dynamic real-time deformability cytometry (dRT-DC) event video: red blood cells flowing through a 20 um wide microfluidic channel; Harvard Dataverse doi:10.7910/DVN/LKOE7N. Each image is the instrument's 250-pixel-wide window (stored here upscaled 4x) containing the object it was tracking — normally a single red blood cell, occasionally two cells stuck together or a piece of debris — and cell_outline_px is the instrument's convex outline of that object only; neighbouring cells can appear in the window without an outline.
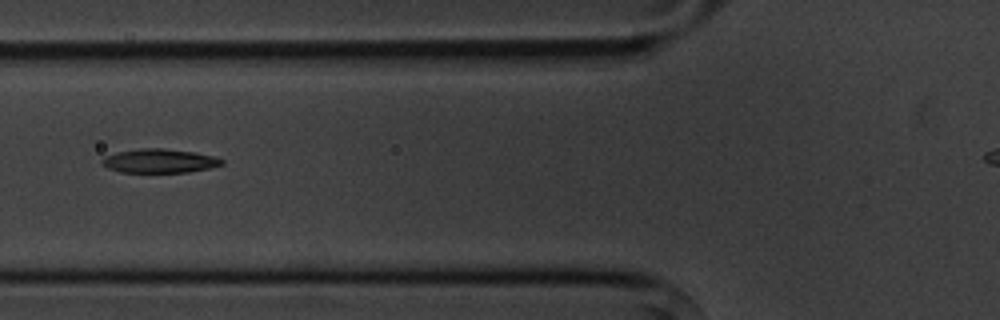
{"species": "common noctule bat (a hibernating species)", "species_latin": "Nyctalus noctula", "temperature_condition": "cold", "stored_images_in_passage": 4, "camera_frame_rate_fps": 3000, "um_per_image_px": 0.085, "animal": {"sex": "male", "body_mass_g": 20.1, "forearm_length_mm": 53.5}, "frame": {"image": 1, "passage_image": 2, "time_ms": 1.333, "image_size_px": [1000, 320], "cell_outline_px": [[224, 164], [208, 168], [188, 172], [120, 172], [108, 168], [100, 164], [100, 160], [104, 156], [116, 152], [140, 148], [164, 148], [192, 152], [212, 156], [224, 160]], "centroid_in_image_um": [13.49, 13.67], "position_along_channel_um": 112.3, "area_um2": 16.7}}
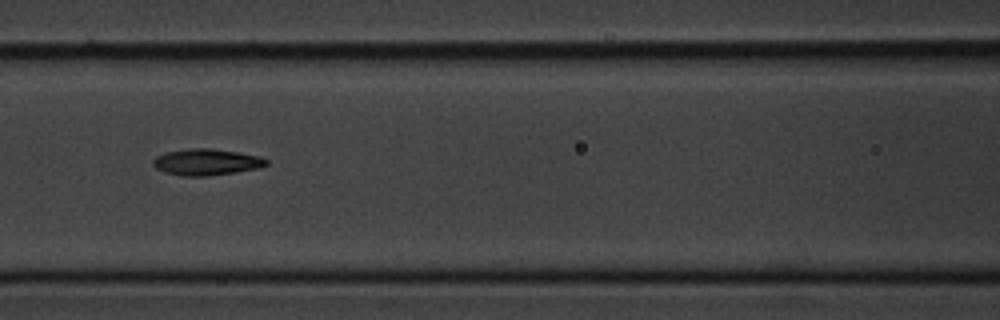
{"frame": {"image": 2, "passage_image": 3, "time_ms": 2.333, "image_size_px": [1000, 320], "cell_outline_px": [[268, 164], [260, 168], [236, 172], [208, 176], [184, 176], [164, 172], [156, 168], [152, 164], [152, 160], [156, 156], [168, 152], [188, 148], [208, 148], [240, 152], [260, 156], [268, 160]], "centroid_in_image_um": [17.57, 13.77], "position_along_channel_um": 149.0, "area_um2": 17.51}}
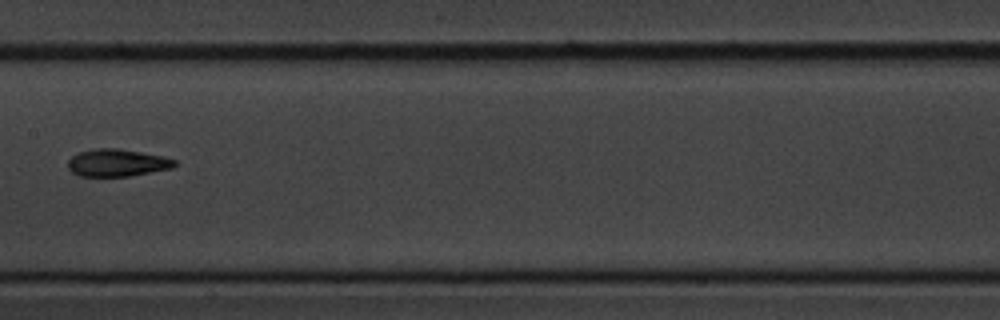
{"frame": {"image": 3, "passage_image": 4, "time_ms": 3.667, "image_size_px": [1000, 320], "cell_outline_px": [[176, 164], [172, 168], [128, 176], [80, 176], [72, 172], [68, 168], [68, 160], [76, 152], [96, 148], [116, 148], [140, 152], [160, 156], [176, 160]], "centroid_in_image_um": [9.9, 13.83], "position_along_channel_um": 197.5, "area_um2": 16.88}}